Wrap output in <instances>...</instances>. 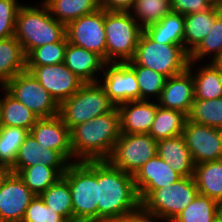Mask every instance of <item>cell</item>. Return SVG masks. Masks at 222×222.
<instances>
[{"label": "cell", "mask_w": 222, "mask_h": 222, "mask_svg": "<svg viewBox=\"0 0 222 222\" xmlns=\"http://www.w3.org/2000/svg\"><path fill=\"white\" fill-rule=\"evenodd\" d=\"M126 63L150 68L169 78L188 68L189 53L181 45L156 42L143 31L133 58Z\"/></svg>", "instance_id": "7"}, {"label": "cell", "mask_w": 222, "mask_h": 222, "mask_svg": "<svg viewBox=\"0 0 222 222\" xmlns=\"http://www.w3.org/2000/svg\"><path fill=\"white\" fill-rule=\"evenodd\" d=\"M220 9L210 7L184 16L183 48L190 54L210 32Z\"/></svg>", "instance_id": "23"}, {"label": "cell", "mask_w": 222, "mask_h": 222, "mask_svg": "<svg viewBox=\"0 0 222 222\" xmlns=\"http://www.w3.org/2000/svg\"><path fill=\"white\" fill-rule=\"evenodd\" d=\"M198 193L194 177H182L177 182L150 193L141 202V212L153 222L157 219L172 222Z\"/></svg>", "instance_id": "5"}, {"label": "cell", "mask_w": 222, "mask_h": 222, "mask_svg": "<svg viewBox=\"0 0 222 222\" xmlns=\"http://www.w3.org/2000/svg\"><path fill=\"white\" fill-rule=\"evenodd\" d=\"M187 116L177 110L165 109L158 105L149 135L156 141L182 134Z\"/></svg>", "instance_id": "29"}, {"label": "cell", "mask_w": 222, "mask_h": 222, "mask_svg": "<svg viewBox=\"0 0 222 222\" xmlns=\"http://www.w3.org/2000/svg\"><path fill=\"white\" fill-rule=\"evenodd\" d=\"M212 63L220 70L222 73V53L214 60Z\"/></svg>", "instance_id": "46"}, {"label": "cell", "mask_w": 222, "mask_h": 222, "mask_svg": "<svg viewBox=\"0 0 222 222\" xmlns=\"http://www.w3.org/2000/svg\"><path fill=\"white\" fill-rule=\"evenodd\" d=\"M182 136L195 165L222 159L221 129L194 123L187 118Z\"/></svg>", "instance_id": "12"}, {"label": "cell", "mask_w": 222, "mask_h": 222, "mask_svg": "<svg viewBox=\"0 0 222 222\" xmlns=\"http://www.w3.org/2000/svg\"><path fill=\"white\" fill-rule=\"evenodd\" d=\"M44 203L65 220H73L72 197L68 181L62 176L40 195Z\"/></svg>", "instance_id": "31"}, {"label": "cell", "mask_w": 222, "mask_h": 222, "mask_svg": "<svg viewBox=\"0 0 222 222\" xmlns=\"http://www.w3.org/2000/svg\"><path fill=\"white\" fill-rule=\"evenodd\" d=\"M4 89L38 118H49L59 114V104L27 70L15 75Z\"/></svg>", "instance_id": "10"}, {"label": "cell", "mask_w": 222, "mask_h": 222, "mask_svg": "<svg viewBox=\"0 0 222 222\" xmlns=\"http://www.w3.org/2000/svg\"><path fill=\"white\" fill-rule=\"evenodd\" d=\"M21 5L18 0H0V39L15 35L16 15Z\"/></svg>", "instance_id": "41"}, {"label": "cell", "mask_w": 222, "mask_h": 222, "mask_svg": "<svg viewBox=\"0 0 222 222\" xmlns=\"http://www.w3.org/2000/svg\"><path fill=\"white\" fill-rule=\"evenodd\" d=\"M212 222H222V209L218 212V214L214 217Z\"/></svg>", "instance_id": "48"}, {"label": "cell", "mask_w": 222, "mask_h": 222, "mask_svg": "<svg viewBox=\"0 0 222 222\" xmlns=\"http://www.w3.org/2000/svg\"><path fill=\"white\" fill-rule=\"evenodd\" d=\"M65 219L48 207L39 195L27 207L21 222H64Z\"/></svg>", "instance_id": "40"}, {"label": "cell", "mask_w": 222, "mask_h": 222, "mask_svg": "<svg viewBox=\"0 0 222 222\" xmlns=\"http://www.w3.org/2000/svg\"><path fill=\"white\" fill-rule=\"evenodd\" d=\"M170 6L172 12L183 16L210 8L205 0H170Z\"/></svg>", "instance_id": "42"}, {"label": "cell", "mask_w": 222, "mask_h": 222, "mask_svg": "<svg viewBox=\"0 0 222 222\" xmlns=\"http://www.w3.org/2000/svg\"><path fill=\"white\" fill-rule=\"evenodd\" d=\"M120 115L117 106L110 112L80 123L70 130L73 159L106 160L120 137Z\"/></svg>", "instance_id": "2"}, {"label": "cell", "mask_w": 222, "mask_h": 222, "mask_svg": "<svg viewBox=\"0 0 222 222\" xmlns=\"http://www.w3.org/2000/svg\"><path fill=\"white\" fill-rule=\"evenodd\" d=\"M3 127V124H2V115H1V106H0V129Z\"/></svg>", "instance_id": "49"}, {"label": "cell", "mask_w": 222, "mask_h": 222, "mask_svg": "<svg viewBox=\"0 0 222 222\" xmlns=\"http://www.w3.org/2000/svg\"><path fill=\"white\" fill-rule=\"evenodd\" d=\"M141 202L131 174L98 160V221L132 216Z\"/></svg>", "instance_id": "1"}, {"label": "cell", "mask_w": 222, "mask_h": 222, "mask_svg": "<svg viewBox=\"0 0 222 222\" xmlns=\"http://www.w3.org/2000/svg\"><path fill=\"white\" fill-rule=\"evenodd\" d=\"M17 174L35 195H40L63 176L55 167L42 164L26 167Z\"/></svg>", "instance_id": "33"}, {"label": "cell", "mask_w": 222, "mask_h": 222, "mask_svg": "<svg viewBox=\"0 0 222 222\" xmlns=\"http://www.w3.org/2000/svg\"><path fill=\"white\" fill-rule=\"evenodd\" d=\"M188 119L194 123L222 130V97L194 100Z\"/></svg>", "instance_id": "36"}, {"label": "cell", "mask_w": 222, "mask_h": 222, "mask_svg": "<svg viewBox=\"0 0 222 222\" xmlns=\"http://www.w3.org/2000/svg\"><path fill=\"white\" fill-rule=\"evenodd\" d=\"M26 71V55L15 36L0 39V86L7 83L18 73Z\"/></svg>", "instance_id": "24"}, {"label": "cell", "mask_w": 222, "mask_h": 222, "mask_svg": "<svg viewBox=\"0 0 222 222\" xmlns=\"http://www.w3.org/2000/svg\"><path fill=\"white\" fill-rule=\"evenodd\" d=\"M106 63L130 61L143 28L130 12L105 11ZM119 58V59H118Z\"/></svg>", "instance_id": "6"}, {"label": "cell", "mask_w": 222, "mask_h": 222, "mask_svg": "<svg viewBox=\"0 0 222 222\" xmlns=\"http://www.w3.org/2000/svg\"><path fill=\"white\" fill-rule=\"evenodd\" d=\"M2 90L5 92L3 98H0L3 126L20 127L30 131L39 118L5 89Z\"/></svg>", "instance_id": "30"}, {"label": "cell", "mask_w": 222, "mask_h": 222, "mask_svg": "<svg viewBox=\"0 0 222 222\" xmlns=\"http://www.w3.org/2000/svg\"><path fill=\"white\" fill-rule=\"evenodd\" d=\"M64 222H77L75 220H65Z\"/></svg>", "instance_id": "51"}, {"label": "cell", "mask_w": 222, "mask_h": 222, "mask_svg": "<svg viewBox=\"0 0 222 222\" xmlns=\"http://www.w3.org/2000/svg\"><path fill=\"white\" fill-rule=\"evenodd\" d=\"M157 155V141L149 134L121 133L106 159L112 166L135 175L141 167Z\"/></svg>", "instance_id": "9"}, {"label": "cell", "mask_w": 222, "mask_h": 222, "mask_svg": "<svg viewBox=\"0 0 222 222\" xmlns=\"http://www.w3.org/2000/svg\"><path fill=\"white\" fill-rule=\"evenodd\" d=\"M30 134L46 149H54L60 152L70 163L76 162V160H72L70 129L64 124L59 115L39 118L30 130Z\"/></svg>", "instance_id": "17"}, {"label": "cell", "mask_w": 222, "mask_h": 222, "mask_svg": "<svg viewBox=\"0 0 222 222\" xmlns=\"http://www.w3.org/2000/svg\"><path fill=\"white\" fill-rule=\"evenodd\" d=\"M133 177L140 202L155 190L182 178L158 155L148 160Z\"/></svg>", "instance_id": "19"}, {"label": "cell", "mask_w": 222, "mask_h": 222, "mask_svg": "<svg viewBox=\"0 0 222 222\" xmlns=\"http://www.w3.org/2000/svg\"><path fill=\"white\" fill-rule=\"evenodd\" d=\"M170 12V0H136L130 10L133 18L143 29L160 22Z\"/></svg>", "instance_id": "35"}, {"label": "cell", "mask_w": 222, "mask_h": 222, "mask_svg": "<svg viewBox=\"0 0 222 222\" xmlns=\"http://www.w3.org/2000/svg\"><path fill=\"white\" fill-rule=\"evenodd\" d=\"M193 177L200 194L222 205V159L196 164Z\"/></svg>", "instance_id": "26"}, {"label": "cell", "mask_w": 222, "mask_h": 222, "mask_svg": "<svg viewBox=\"0 0 222 222\" xmlns=\"http://www.w3.org/2000/svg\"><path fill=\"white\" fill-rule=\"evenodd\" d=\"M222 209L215 199L200 193L172 222H212Z\"/></svg>", "instance_id": "32"}, {"label": "cell", "mask_w": 222, "mask_h": 222, "mask_svg": "<svg viewBox=\"0 0 222 222\" xmlns=\"http://www.w3.org/2000/svg\"><path fill=\"white\" fill-rule=\"evenodd\" d=\"M157 155L182 177L194 175L195 163L182 134L158 140Z\"/></svg>", "instance_id": "22"}, {"label": "cell", "mask_w": 222, "mask_h": 222, "mask_svg": "<svg viewBox=\"0 0 222 222\" xmlns=\"http://www.w3.org/2000/svg\"><path fill=\"white\" fill-rule=\"evenodd\" d=\"M78 222H106V220L105 221H78Z\"/></svg>", "instance_id": "50"}, {"label": "cell", "mask_w": 222, "mask_h": 222, "mask_svg": "<svg viewBox=\"0 0 222 222\" xmlns=\"http://www.w3.org/2000/svg\"><path fill=\"white\" fill-rule=\"evenodd\" d=\"M36 164L55 167L63 175L71 163L60 152L46 149L29 133L19 148L14 165L9 170L17 174L20 170Z\"/></svg>", "instance_id": "16"}, {"label": "cell", "mask_w": 222, "mask_h": 222, "mask_svg": "<svg viewBox=\"0 0 222 222\" xmlns=\"http://www.w3.org/2000/svg\"><path fill=\"white\" fill-rule=\"evenodd\" d=\"M69 43L98 54L106 62L104 9L83 15L66 25Z\"/></svg>", "instance_id": "11"}, {"label": "cell", "mask_w": 222, "mask_h": 222, "mask_svg": "<svg viewBox=\"0 0 222 222\" xmlns=\"http://www.w3.org/2000/svg\"><path fill=\"white\" fill-rule=\"evenodd\" d=\"M64 63L84 83H95L106 62L98 54L67 42Z\"/></svg>", "instance_id": "21"}, {"label": "cell", "mask_w": 222, "mask_h": 222, "mask_svg": "<svg viewBox=\"0 0 222 222\" xmlns=\"http://www.w3.org/2000/svg\"><path fill=\"white\" fill-rule=\"evenodd\" d=\"M30 133L20 127L3 126L0 129V166L10 169L17 158L20 146Z\"/></svg>", "instance_id": "34"}, {"label": "cell", "mask_w": 222, "mask_h": 222, "mask_svg": "<svg viewBox=\"0 0 222 222\" xmlns=\"http://www.w3.org/2000/svg\"><path fill=\"white\" fill-rule=\"evenodd\" d=\"M40 84L60 104L73 96L84 82L77 77L65 63L43 66H26Z\"/></svg>", "instance_id": "14"}, {"label": "cell", "mask_w": 222, "mask_h": 222, "mask_svg": "<svg viewBox=\"0 0 222 222\" xmlns=\"http://www.w3.org/2000/svg\"><path fill=\"white\" fill-rule=\"evenodd\" d=\"M143 31L156 42L183 47L184 16L171 11L160 22L145 27Z\"/></svg>", "instance_id": "27"}, {"label": "cell", "mask_w": 222, "mask_h": 222, "mask_svg": "<svg viewBox=\"0 0 222 222\" xmlns=\"http://www.w3.org/2000/svg\"><path fill=\"white\" fill-rule=\"evenodd\" d=\"M63 177L70 187L73 220L98 221V160L71 163Z\"/></svg>", "instance_id": "4"}, {"label": "cell", "mask_w": 222, "mask_h": 222, "mask_svg": "<svg viewBox=\"0 0 222 222\" xmlns=\"http://www.w3.org/2000/svg\"><path fill=\"white\" fill-rule=\"evenodd\" d=\"M10 172L9 169L0 166V186L5 178V176Z\"/></svg>", "instance_id": "47"}, {"label": "cell", "mask_w": 222, "mask_h": 222, "mask_svg": "<svg viewBox=\"0 0 222 222\" xmlns=\"http://www.w3.org/2000/svg\"><path fill=\"white\" fill-rule=\"evenodd\" d=\"M136 74V79L140 88V100H151L160 98L167 77L154 70L137 64H128ZM150 97V98H149Z\"/></svg>", "instance_id": "38"}, {"label": "cell", "mask_w": 222, "mask_h": 222, "mask_svg": "<svg viewBox=\"0 0 222 222\" xmlns=\"http://www.w3.org/2000/svg\"><path fill=\"white\" fill-rule=\"evenodd\" d=\"M99 82L84 83L70 98L59 104V117L71 130L80 123L104 115L115 108Z\"/></svg>", "instance_id": "8"}, {"label": "cell", "mask_w": 222, "mask_h": 222, "mask_svg": "<svg viewBox=\"0 0 222 222\" xmlns=\"http://www.w3.org/2000/svg\"><path fill=\"white\" fill-rule=\"evenodd\" d=\"M120 115V132L149 134L157 112V100H135L117 106Z\"/></svg>", "instance_id": "20"}, {"label": "cell", "mask_w": 222, "mask_h": 222, "mask_svg": "<svg viewBox=\"0 0 222 222\" xmlns=\"http://www.w3.org/2000/svg\"><path fill=\"white\" fill-rule=\"evenodd\" d=\"M14 36L27 56L37 47L61 41L66 36V25L54 19L43 2L40 6L25 4L17 12Z\"/></svg>", "instance_id": "3"}, {"label": "cell", "mask_w": 222, "mask_h": 222, "mask_svg": "<svg viewBox=\"0 0 222 222\" xmlns=\"http://www.w3.org/2000/svg\"><path fill=\"white\" fill-rule=\"evenodd\" d=\"M106 222H153L149 218H147L141 211L132 216L119 218V219H111L106 220Z\"/></svg>", "instance_id": "44"}, {"label": "cell", "mask_w": 222, "mask_h": 222, "mask_svg": "<svg viewBox=\"0 0 222 222\" xmlns=\"http://www.w3.org/2000/svg\"><path fill=\"white\" fill-rule=\"evenodd\" d=\"M42 2L47 6L52 17L65 25L100 8L99 0H44Z\"/></svg>", "instance_id": "28"}, {"label": "cell", "mask_w": 222, "mask_h": 222, "mask_svg": "<svg viewBox=\"0 0 222 222\" xmlns=\"http://www.w3.org/2000/svg\"><path fill=\"white\" fill-rule=\"evenodd\" d=\"M206 64L202 68L200 66L196 75L192 69L194 62L188 64L194 79V100H212L222 97V73L212 62Z\"/></svg>", "instance_id": "25"}, {"label": "cell", "mask_w": 222, "mask_h": 222, "mask_svg": "<svg viewBox=\"0 0 222 222\" xmlns=\"http://www.w3.org/2000/svg\"><path fill=\"white\" fill-rule=\"evenodd\" d=\"M102 75L104 78L98 82L115 106L140 100V88L135 71L126 62L105 63Z\"/></svg>", "instance_id": "13"}, {"label": "cell", "mask_w": 222, "mask_h": 222, "mask_svg": "<svg viewBox=\"0 0 222 222\" xmlns=\"http://www.w3.org/2000/svg\"><path fill=\"white\" fill-rule=\"evenodd\" d=\"M35 196L19 175L10 171L0 186V222H21Z\"/></svg>", "instance_id": "15"}, {"label": "cell", "mask_w": 222, "mask_h": 222, "mask_svg": "<svg viewBox=\"0 0 222 222\" xmlns=\"http://www.w3.org/2000/svg\"><path fill=\"white\" fill-rule=\"evenodd\" d=\"M210 7L220 9L222 7V0H205Z\"/></svg>", "instance_id": "45"}, {"label": "cell", "mask_w": 222, "mask_h": 222, "mask_svg": "<svg viewBox=\"0 0 222 222\" xmlns=\"http://www.w3.org/2000/svg\"><path fill=\"white\" fill-rule=\"evenodd\" d=\"M222 53V13L220 12L214 21V24L208 35L199 43V45L189 54V62H198L206 56L214 61Z\"/></svg>", "instance_id": "37"}, {"label": "cell", "mask_w": 222, "mask_h": 222, "mask_svg": "<svg viewBox=\"0 0 222 222\" xmlns=\"http://www.w3.org/2000/svg\"><path fill=\"white\" fill-rule=\"evenodd\" d=\"M194 99V79L192 71L187 68L184 72L166 79L157 102L162 108L180 111L188 117Z\"/></svg>", "instance_id": "18"}, {"label": "cell", "mask_w": 222, "mask_h": 222, "mask_svg": "<svg viewBox=\"0 0 222 222\" xmlns=\"http://www.w3.org/2000/svg\"><path fill=\"white\" fill-rule=\"evenodd\" d=\"M136 0H99L100 8L105 11L130 12Z\"/></svg>", "instance_id": "43"}, {"label": "cell", "mask_w": 222, "mask_h": 222, "mask_svg": "<svg viewBox=\"0 0 222 222\" xmlns=\"http://www.w3.org/2000/svg\"><path fill=\"white\" fill-rule=\"evenodd\" d=\"M67 37L61 41L45 44L33 49L26 56V66L56 65L64 63Z\"/></svg>", "instance_id": "39"}]
</instances>
